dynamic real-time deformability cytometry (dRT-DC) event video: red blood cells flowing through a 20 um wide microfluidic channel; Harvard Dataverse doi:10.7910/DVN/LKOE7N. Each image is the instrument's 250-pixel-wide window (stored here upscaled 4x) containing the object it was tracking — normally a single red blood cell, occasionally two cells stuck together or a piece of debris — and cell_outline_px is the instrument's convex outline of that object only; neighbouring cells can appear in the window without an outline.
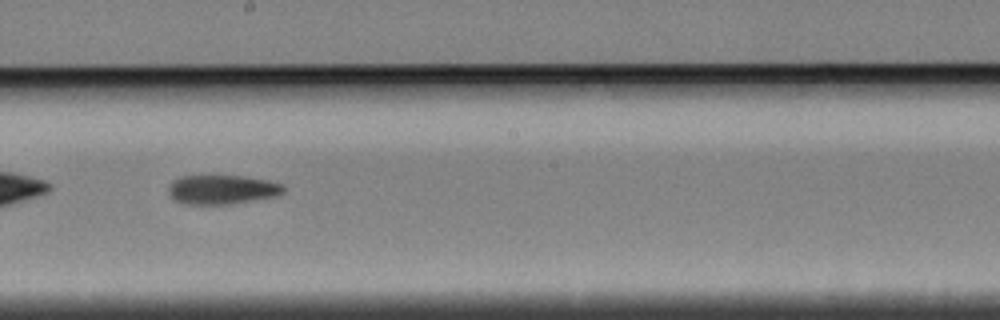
{"species": "Egyptian fruit bat (a non-hibernating species)", "species_latin": "Rousettus aegyptiacus", "temperature_condition": "cold", "stored_images_in_passage": 37, "camera_frame_rate_fps": 3000, "um_per_image_px": 0.085, "animal": {"sex": "female"}, "frame": {"image": 1, "passage_image": 16, "time_ms": 5.0, "image_size_px": [1000, 320], "cell_outline_px": [[284, 192], [280, 196], [228, 204], [184, 204], [172, 200], [168, 192], [168, 188], [172, 180], [180, 176], [244, 176], [284, 184]], "centroid_in_image_um": [18.86, 16.12], "position_along_channel_um": 229.3, "area_um2": 19.77}}
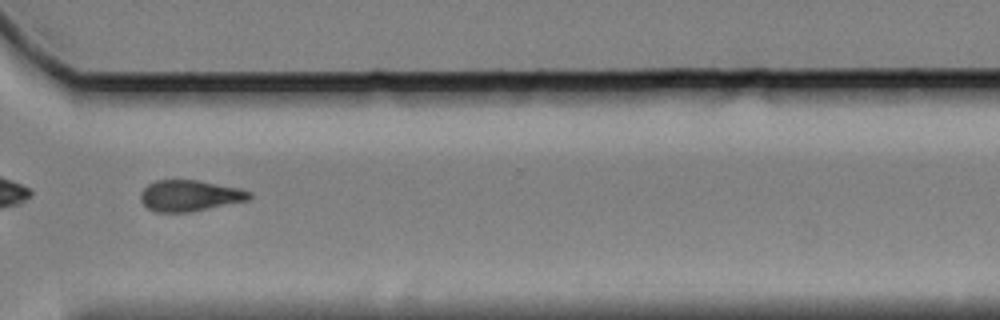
{"frame": {"image": 2, "passage_image": 27, "time_ms": 8.667, "image_size_px": [1000, 320], "cell_outline_px": [[252, 196], [248, 200], [188, 212], [156, 212], [148, 208], [140, 200], [140, 192], [148, 184], [156, 180], [196, 180], [240, 188], [252, 192]], "centroid_in_image_um": [16.11, 16.62], "position_along_channel_um": 354.5, "area_um2": 19.59}}